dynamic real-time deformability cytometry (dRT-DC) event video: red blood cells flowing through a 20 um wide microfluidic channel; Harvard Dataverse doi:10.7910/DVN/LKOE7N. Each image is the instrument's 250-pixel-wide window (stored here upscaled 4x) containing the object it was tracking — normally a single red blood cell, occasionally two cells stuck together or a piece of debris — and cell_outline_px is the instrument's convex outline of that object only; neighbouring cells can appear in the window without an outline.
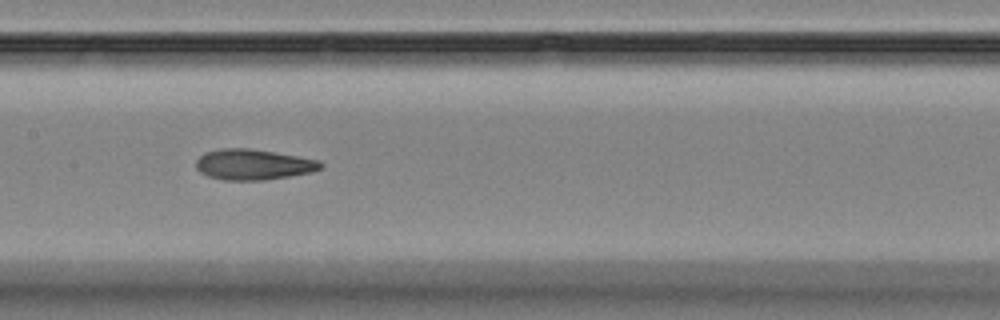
{"species": "Egyptian fruit bat (a non-hibernating species)", "species_latin": "Rousettus aegyptiacus", "temperature_condition": "room temperature", "stored_images_in_passage": 9, "camera_frame_rate_fps": 3000, "um_per_image_px": 0.085, "animal": {"sex": "female"}, "frame": {"image": 1, "passage_image": 7, "time_ms": 6.667, "image_size_px": [1000, 320], "cell_outline_px": [[324, 168], [312, 172], [264, 180], [224, 180], [208, 176], [200, 172], [196, 168], [196, 160], [204, 152], [220, 148], [248, 148], [320, 160], [324, 164]], "centroid_in_image_um": [21.53, 13.98], "position_along_channel_um": 185.9, "area_um2": 22.25}}
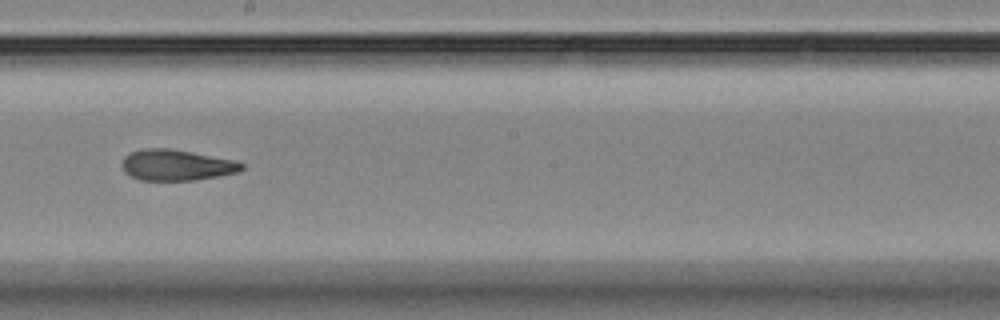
{"frame": {"image": 2, "passage_image": 8, "time_ms": 8.0, "image_size_px": [1000, 320], "cell_outline_px": [[244, 168], [236, 172], [216, 176], [192, 180], [140, 180], [124, 172], [120, 164], [124, 156], [128, 152], [144, 148], [168, 148], [192, 152], [236, 160], [244, 164]], "centroid_in_image_um": [14.95, 14.01], "position_along_channel_um": 233.3, "area_um2": 21.62}}
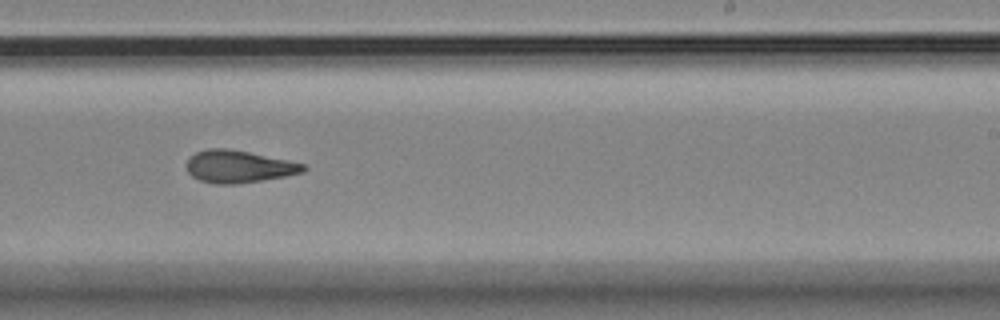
{"frame": {"image": 3, "passage_image": 9, "time_ms": 9.0, "image_size_px": [1000, 320], "cell_outline_px": [[308, 168], [304, 172], [284, 176], [236, 184], [212, 184], [200, 180], [192, 176], [188, 172], [184, 164], [196, 152], [208, 148], [228, 148], [248, 152], [304, 164]], "centroid_in_image_um": [20.24, 14.16], "position_along_channel_um": 268.8, "area_um2": 21.85}}